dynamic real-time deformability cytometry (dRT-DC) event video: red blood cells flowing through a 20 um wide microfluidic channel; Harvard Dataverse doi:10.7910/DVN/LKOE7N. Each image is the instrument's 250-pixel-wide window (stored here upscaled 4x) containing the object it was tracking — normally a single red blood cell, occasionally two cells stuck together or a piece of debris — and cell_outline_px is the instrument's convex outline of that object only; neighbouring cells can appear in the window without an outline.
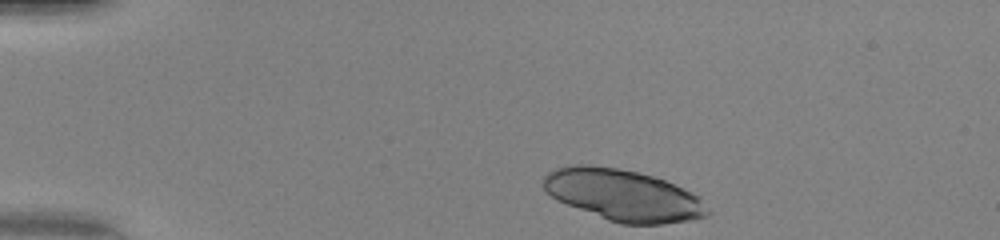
{"species": "human", "species_latin": "Homo sapiens", "temperature_condition": "warm", "stored_images_in_passage": 41, "camera_frame_rate_fps": 3000, "um_per_image_px": 0.085, "donor": {"sex": "female"}, "frame": {"image": 1, "passage_image": 1, "time_ms": 0.0, "image_size_px": [1000, 240], "cell_outline_px": [[712, 212], [708, 216], [692, 220], [660, 224], [620, 224], [608, 220], [556, 200], [544, 188], [544, 176], [548, 172], [556, 168], [576, 164], [588, 164], [616, 168], [636, 172], [652, 176], [664, 180], [700, 196]], "centroid_in_image_um": [53.0, 16.6], "position_along_channel_um": 32.0, "area_um2": 49.07}}
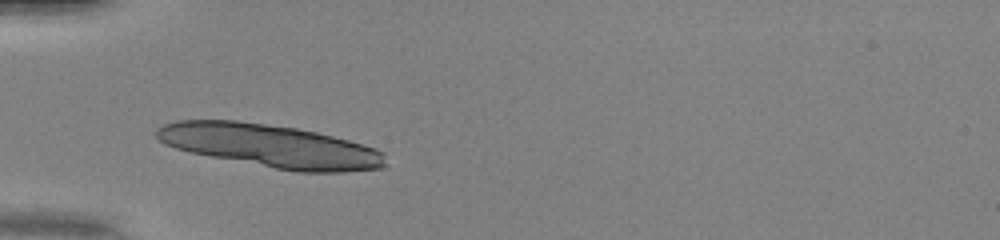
{"frame": {"image": 2, "passage_image": 8, "time_ms": 2.333, "image_size_px": [1000, 240], "cell_outline_px": [[384, 164], [380, 168], [344, 172], [296, 172], [212, 156], [192, 152], [176, 148], [164, 144], [152, 132], [156, 128], [164, 124], [176, 120], [236, 120], [296, 128], [316, 132], [348, 140], [376, 148], [384, 152]], "centroid_in_image_um": [22.96, 12.39], "position_along_channel_um": 62.0, "area_um2": 56.99}}